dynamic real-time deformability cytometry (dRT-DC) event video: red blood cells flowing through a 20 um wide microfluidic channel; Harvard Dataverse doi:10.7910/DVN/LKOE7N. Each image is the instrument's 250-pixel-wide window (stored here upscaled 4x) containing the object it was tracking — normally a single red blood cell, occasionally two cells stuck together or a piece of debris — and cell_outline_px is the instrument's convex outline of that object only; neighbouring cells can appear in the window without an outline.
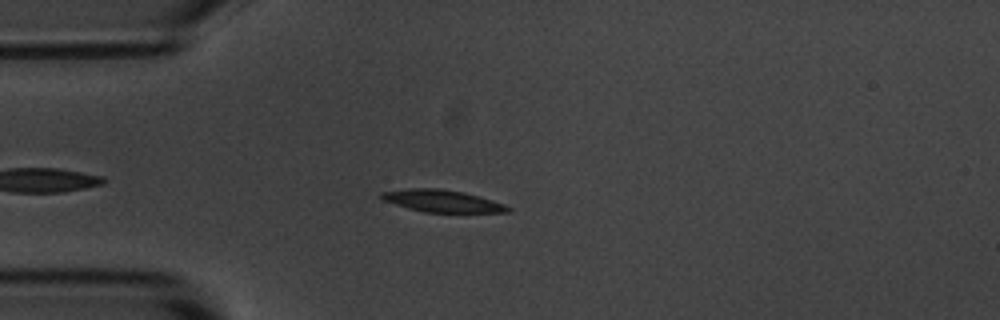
{"species": "common noctule bat (a hibernating species)", "species_latin": "Nyctalus noctula", "temperature_condition": "room temperature", "stored_images_in_passage": 3, "camera_frame_rate_fps": 3000, "um_per_image_px": 0.085, "animal": {"sex": "male", "body_mass_g": 20.1, "forearm_length_mm": 53.5}, "frame": {"image": 1, "passage_image": 3, "time_ms": 2.0, "image_size_px": [1000, 320], "cell_outline_px": [[512, 212], [424, 212], [408, 208], [380, 200], [380, 192], [412, 188], [440, 188], [464, 192], [504, 204], [512, 208]], "centroid_in_image_um": [37.55, 17.08], "position_along_channel_um": 47.4, "area_um2": 16.3}}